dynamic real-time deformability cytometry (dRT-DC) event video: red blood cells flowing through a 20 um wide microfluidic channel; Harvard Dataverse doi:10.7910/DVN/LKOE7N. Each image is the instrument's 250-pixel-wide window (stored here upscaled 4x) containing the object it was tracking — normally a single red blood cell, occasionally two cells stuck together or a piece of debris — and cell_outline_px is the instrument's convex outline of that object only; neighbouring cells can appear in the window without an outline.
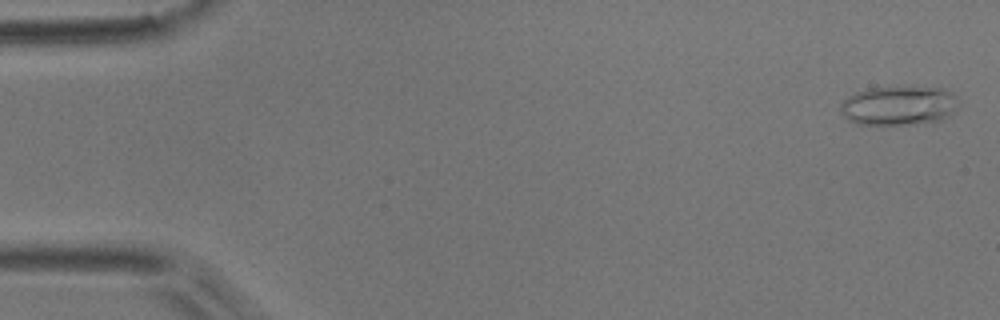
{"species": "common noctule bat (a hibernating species)", "species_latin": "Nyctalus noctula", "temperature_condition": "room temperature", "stored_images_in_passage": 6, "camera_frame_rate_fps": 3000, "um_per_image_px": 0.085, "animal": {"sex": "male", "body_mass_g": 17.9}, "frame": {"image": 1, "passage_image": 1, "time_ms": 0.0, "image_size_px": [1000, 320], "cell_outline_px": [[960, 100], [952, 112], [948, 116], [940, 120], [908, 124], [856, 124], [848, 120], [840, 112], [840, 104], [848, 96], [856, 92], [868, 88], [908, 84], [940, 88], [952, 92]], "centroid_in_image_um": [76.39, 8.92], "position_along_channel_um": 8.6, "area_um2": 27.69}}